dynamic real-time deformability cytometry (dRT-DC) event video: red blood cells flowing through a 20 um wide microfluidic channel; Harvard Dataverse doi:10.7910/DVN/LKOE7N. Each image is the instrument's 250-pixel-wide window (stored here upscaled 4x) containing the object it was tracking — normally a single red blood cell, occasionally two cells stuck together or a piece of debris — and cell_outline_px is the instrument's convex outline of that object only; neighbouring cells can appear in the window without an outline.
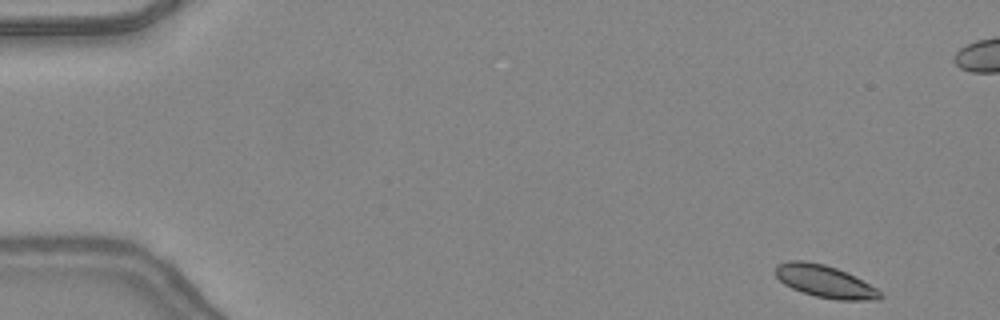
{"species": "common noctule bat (a hibernating species)", "species_latin": "Nyctalus noctula", "temperature_condition": "warm", "stored_images_in_passage": 47, "camera_frame_rate_fps": 3000, "um_per_image_px": 0.085, "animal": {"sex": "female", "body_mass_g": 24.6, "forearm_length_mm": 56.2}, "frame": {"image": 1, "passage_image": 2, "time_ms": 0.333, "image_size_px": [1000, 320], "cell_outline_px": [[884, 296], [880, 300], [836, 300], [816, 296], [792, 288], [784, 284], [776, 276], [776, 264], [788, 260], [804, 260], [824, 264], [836, 268], [876, 288]], "centroid_in_image_um": [70.09, 23.92], "position_along_channel_um": 14.9, "area_um2": 19.48}}
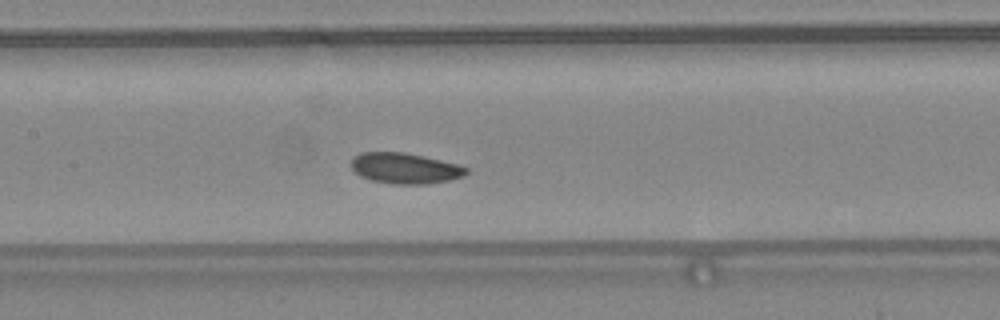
{"frame": {"image": 2, "passage_image": 22, "time_ms": 7.0, "image_size_px": [1000, 320], "cell_outline_px": [[468, 172], [464, 176], [448, 180], [428, 184], [392, 184], [372, 180], [360, 176], [352, 168], [352, 160], [360, 152], [404, 152], [424, 156], [460, 164], [468, 168]], "centroid_in_image_um": [34.46, 14.3], "position_along_channel_um": 172.9, "area_um2": 20.63}}
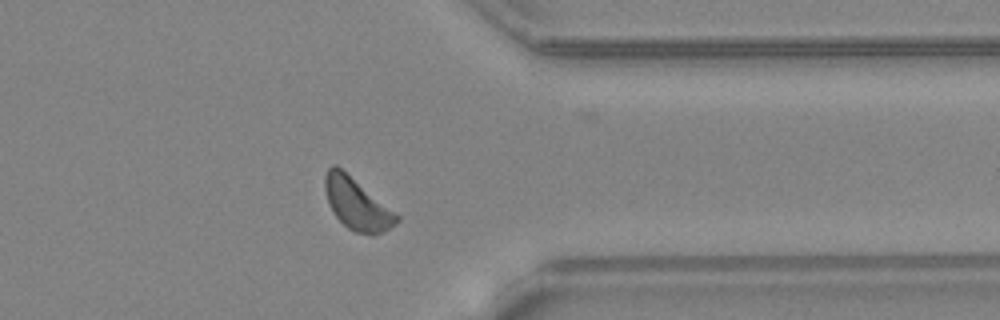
{"frame": {"image": 3, "passage_image": 37, "time_ms": 12.0, "image_size_px": [1000, 320], "cell_outline_px": [[400, 220], [396, 224], [372, 236], [356, 232], [348, 228], [332, 212], [328, 204], [324, 188], [324, 176], [328, 168], [332, 164], [336, 164], [400, 216]], "centroid_in_image_um": [30.3, 17.33], "position_along_channel_um": 381.1, "area_um2": 21.39}, "authors_computed_cell_mechanics": {"area_um2": 20.5768, "velocity_mm_per_s": 4.3175, "shape_relaxation_time_tau1_ms": 1.5456, "shape_relaxation_time_tau2_ms": null, "deformation_change_tau1": 0.0495, "deformation_change_tau2": null}}